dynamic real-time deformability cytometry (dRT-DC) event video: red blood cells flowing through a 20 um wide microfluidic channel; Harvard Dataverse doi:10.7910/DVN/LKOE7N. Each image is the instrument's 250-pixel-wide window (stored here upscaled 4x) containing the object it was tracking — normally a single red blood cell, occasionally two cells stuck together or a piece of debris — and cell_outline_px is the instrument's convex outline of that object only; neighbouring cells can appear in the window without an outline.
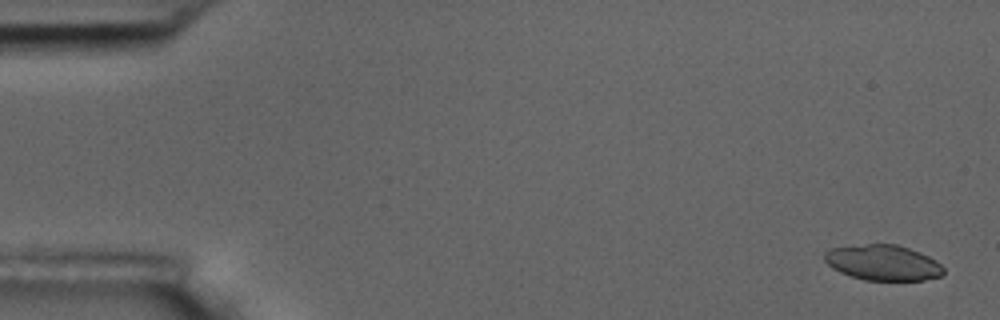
{"species": "common noctule bat (a hibernating species)", "species_latin": "Nyctalus noctula", "temperature_condition": "room temperature", "stored_images_in_passage": 5, "camera_frame_rate_fps": 3000, "um_per_image_px": 0.085, "animal": {"sex": "male", "body_mass_g": 17.5, "forearm_length_mm": 52.3}, "frame": {"image": 1, "passage_image": 1, "time_ms": 0.0, "image_size_px": [1000, 320], "cell_outline_px": [[944, 272], [940, 276], [924, 280], [864, 280], [840, 272], [832, 268], [824, 260], [824, 252], [832, 248], [868, 244], [896, 244], [920, 252], [936, 260], [944, 268]], "centroid_in_image_um": [75.06, 22.33], "position_along_channel_um": 9.9, "area_um2": 24.51}}
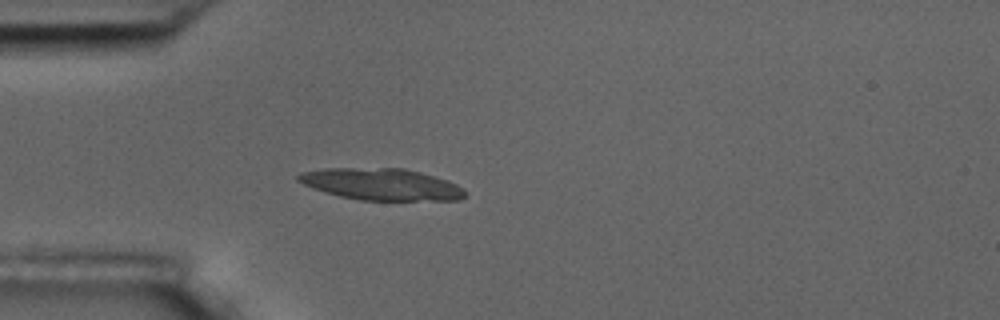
{"frame": {"image": 2, "passage_image": 5, "time_ms": 4.667, "image_size_px": [1000, 320], "cell_outline_px": [[468, 196], [460, 200], [360, 200], [340, 196], [324, 192], [312, 188], [296, 180], [296, 176], [304, 172], [324, 168], [404, 168], [420, 172], [448, 180], [456, 184]], "centroid_in_image_um": [32.42, 15.66], "position_along_channel_um": 52.6, "area_um2": 30.75}}